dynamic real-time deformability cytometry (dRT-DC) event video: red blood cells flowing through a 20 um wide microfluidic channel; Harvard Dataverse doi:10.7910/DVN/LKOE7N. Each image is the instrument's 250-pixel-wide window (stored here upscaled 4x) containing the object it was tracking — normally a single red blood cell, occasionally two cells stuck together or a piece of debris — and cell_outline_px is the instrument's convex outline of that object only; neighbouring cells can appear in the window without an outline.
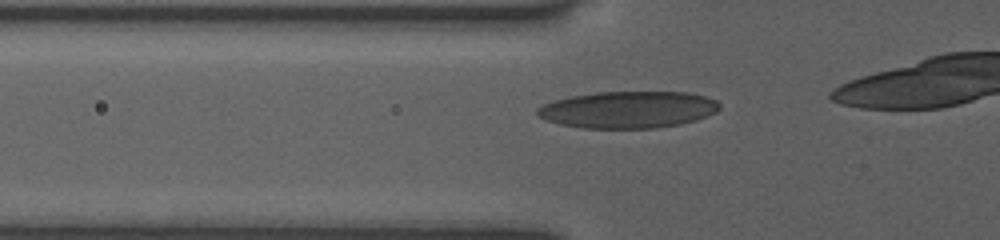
{"species": "human", "species_latin": "Homo sapiens", "temperature_condition": "room temperature", "stored_images_in_passage": 16, "camera_frame_rate_fps": 3000, "um_per_image_px": 0.085, "donor": {"sex": "female"}, "frame": {"image": 1, "passage_image": 10, "time_ms": 3.0, "image_size_px": [1000, 240], "cell_outline_px": [[720, 108], [716, 112], [696, 120], [680, 124], [656, 128], [584, 128], [560, 124], [544, 120], [536, 112], [536, 108], [544, 104], [568, 96], [596, 92], [688, 92], [708, 96], [716, 100], [720, 104]], "centroid_in_image_um": [53.41, 9.31], "position_along_channel_um": 72.4, "area_um2": 39.3}}
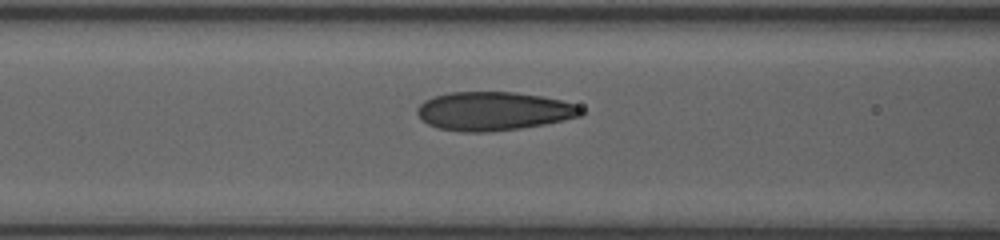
{"frame": {"image": 2, "passage_image": 14, "time_ms": 4.333, "image_size_px": [1000, 240], "cell_outline_px": [[584, 112], [580, 116], [564, 120], [544, 124], [520, 128], [488, 132], [464, 132], [436, 128], [428, 124], [416, 112], [416, 108], [424, 100], [432, 96], [448, 92], [516, 92], [540, 96], [560, 100], [576, 104], [584, 108]], "centroid_in_image_um": [41.95, 9.44], "position_along_channel_um": 124.7, "area_um2": 37.05}}